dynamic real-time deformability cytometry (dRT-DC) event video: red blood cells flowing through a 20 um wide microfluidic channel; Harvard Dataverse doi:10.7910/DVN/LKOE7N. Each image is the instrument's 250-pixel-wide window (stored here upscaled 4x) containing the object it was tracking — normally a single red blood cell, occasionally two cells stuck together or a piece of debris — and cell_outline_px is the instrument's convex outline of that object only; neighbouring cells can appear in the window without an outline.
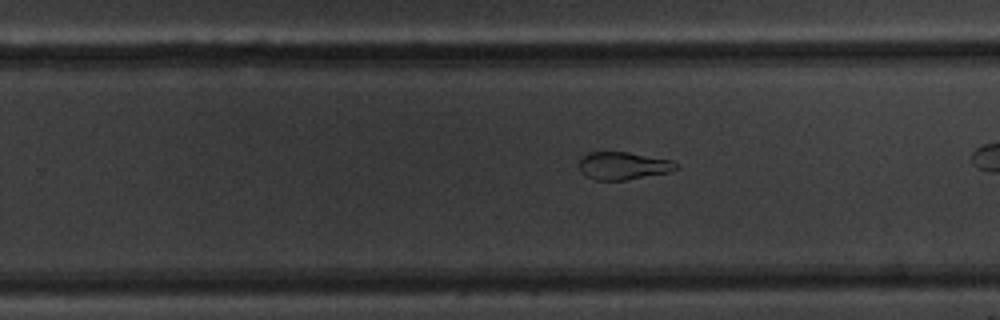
{"species": "common noctule bat (a hibernating species)", "species_latin": "Nyctalus noctula", "temperature_condition": "warm", "stored_images_in_passage": 28, "camera_frame_rate_fps": 3000, "um_per_image_px": 0.085, "animal": {"sex": "male", "body_mass_g": 20.1, "forearm_length_mm": 53.5}, "frame": {"image": 1, "passage_image": 20, "time_ms": 6.333, "image_size_px": [1000, 320], "cell_outline_px": [[680, 168], [668, 172], [624, 180], [596, 180], [584, 176], [580, 172], [580, 160], [588, 152], [628, 152], [672, 160]], "centroid_in_image_um": [52.96, 14.09], "position_along_channel_um": 276.8, "area_um2": 15.55}}
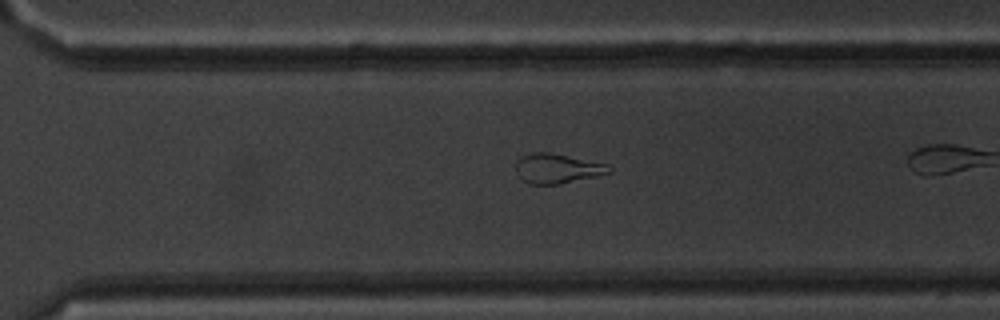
{"frame": {"image": 2, "passage_image": 24, "time_ms": 7.667, "image_size_px": [1000, 320], "cell_outline_px": [[612, 172], [596, 176], [560, 184], [528, 184], [520, 180], [516, 168], [516, 160], [532, 152], [548, 152], [608, 164], [612, 168]], "centroid_in_image_um": [47.36, 14.33], "position_along_channel_um": 323.2, "area_um2": 16.13}}